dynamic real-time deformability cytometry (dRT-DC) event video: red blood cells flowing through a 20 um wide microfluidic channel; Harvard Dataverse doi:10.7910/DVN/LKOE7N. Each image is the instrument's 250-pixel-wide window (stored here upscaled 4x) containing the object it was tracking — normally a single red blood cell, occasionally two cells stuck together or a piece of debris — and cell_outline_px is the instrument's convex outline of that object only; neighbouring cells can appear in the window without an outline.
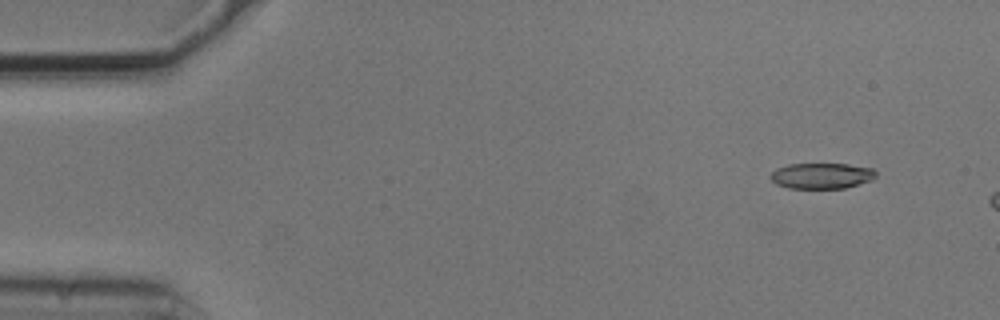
{"species": "common noctule bat (a hibernating species)", "species_latin": "Nyctalus noctula", "temperature_condition": "cold", "stored_images_in_passage": 3, "camera_frame_rate_fps": 3000, "um_per_image_px": 0.085, "animal": {"sex": "male", "body_mass_g": 20.5, "forearm_length_mm": 52.5}, "frame": {"image": 1, "passage_image": 1, "time_ms": 0.0, "image_size_px": [1000, 320], "cell_outline_px": [[876, 176], [872, 180], [844, 188], [788, 188], [776, 184], [768, 176], [776, 168], [788, 164], [848, 164], [872, 168], [876, 172]], "centroid_in_image_um": [69.82, 14.94], "position_along_channel_um": 15.2, "area_um2": 15.84}}